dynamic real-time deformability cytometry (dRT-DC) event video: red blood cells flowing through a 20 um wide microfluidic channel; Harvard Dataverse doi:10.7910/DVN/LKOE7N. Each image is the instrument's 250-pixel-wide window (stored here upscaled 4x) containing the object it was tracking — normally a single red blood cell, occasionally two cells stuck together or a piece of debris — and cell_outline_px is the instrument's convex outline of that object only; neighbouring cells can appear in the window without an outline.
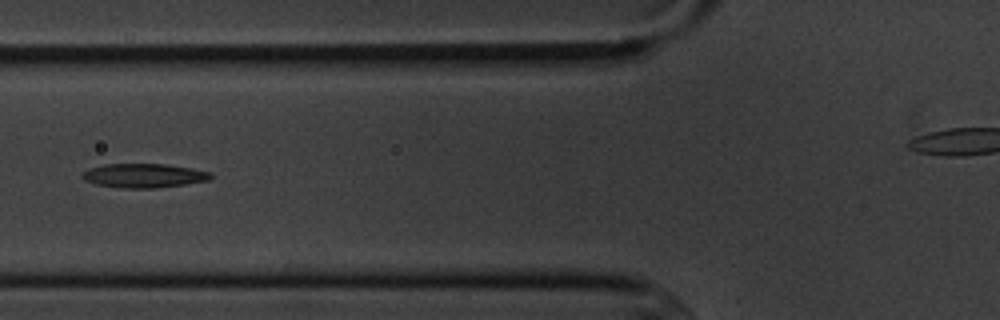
{"species": "common noctule bat (a hibernating species)", "species_latin": "Nyctalus noctula", "temperature_condition": "cold", "stored_images_in_passage": 7, "segment_of_instrument_passage": [1, 2], "camera_frame_rate_fps": 3000, "um_per_image_px": 0.085, "animal": {"sex": "male", "body_mass_g": 20.1, "forearm_length_mm": 53.5}, "frame": {"image": 1, "passage_image": 2, "time_ms": 1.333, "image_size_px": [1000, 320], "cell_outline_px": [[212, 176], [208, 180], [184, 184], [156, 188], [120, 188], [96, 184], [84, 180], [80, 176], [88, 168], [104, 164], [164, 164], [192, 168], [212, 172]], "centroid_in_image_um": [12.2, 14.92], "position_along_channel_um": 113.6, "area_um2": 18.03}}
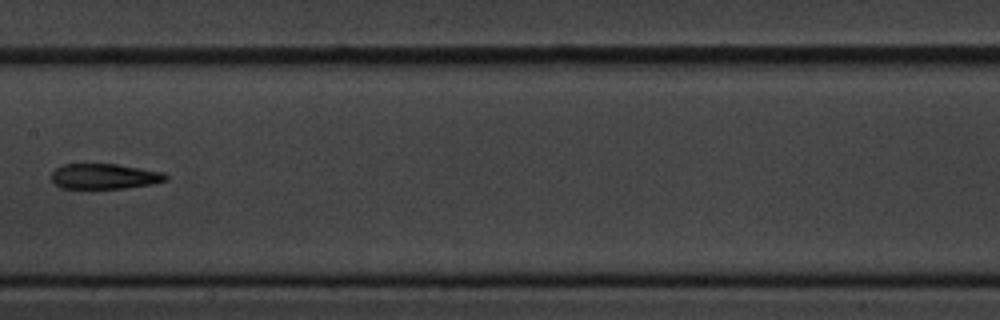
{"frame": {"image": 2, "passage_image": 4, "time_ms": 3.667, "image_size_px": [1000, 320], "cell_outline_px": [[168, 180], [152, 184], [124, 188], [60, 188], [52, 180], [52, 172], [56, 168], [64, 164], [116, 164], [164, 172], [168, 176]], "centroid_in_image_um": [8.9, 14.99], "position_along_channel_um": 198.5, "area_um2": 16.82}}
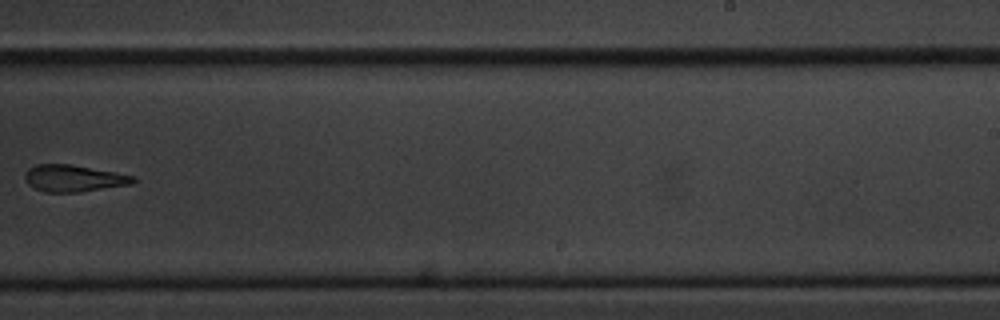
{"frame": {"image": 3, "passage_image": 6, "time_ms": 6.0, "image_size_px": [1000, 320], "cell_outline_px": [[136, 180], [132, 184], [80, 192], [44, 192], [28, 184], [24, 180], [24, 176], [28, 168], [36, 164], [72, 164], [116, 172], [136, 176]], "centroid_in_image_um": [6.27, 15.15], "position_along_channel_um": 282.7, "area_um2": 17.05}}